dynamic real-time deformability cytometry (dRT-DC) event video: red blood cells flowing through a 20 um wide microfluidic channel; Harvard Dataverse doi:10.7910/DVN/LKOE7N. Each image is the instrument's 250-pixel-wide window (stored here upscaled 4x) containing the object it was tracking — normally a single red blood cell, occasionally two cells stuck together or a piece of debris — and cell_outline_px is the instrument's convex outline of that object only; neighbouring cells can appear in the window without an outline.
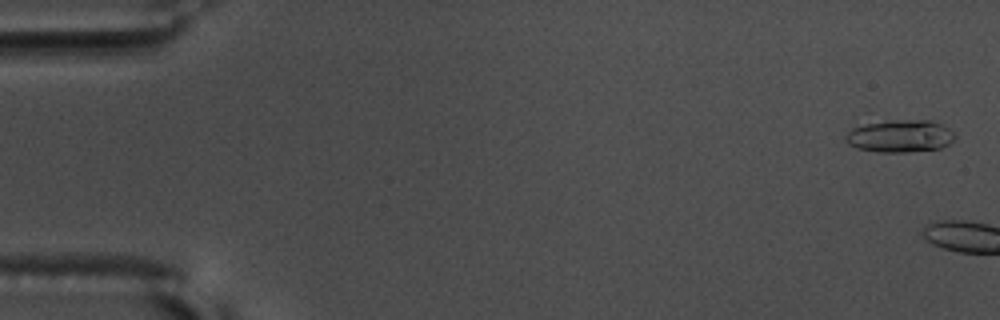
{"species": "common noctule bat (a hibernating species)", "species_latin": "Nyctalus noctula", "temperature_condition": "warm", "stored_images_in_passage": 4, "camera_frame_rate_fps": 3000, "um_per_image_px": 0.085, "animal": {"sex": "male", "body_mass_g": 17.5, "forearm_length_mm": 52.3}, "frame": {"image": 1, "passage_image": 1, "time_ms": 0.0, "image_size_px": [1000, 320], "cell_outline_px": [[956, 140], [940, 148], [908, 152], [876, 152], [856, 148], [848, 144], [844, 140], [844, 136], [852, 128], [884, 120], [928, 120], [940, 124], [948, 128], [956, 136]], "centroid_in_image_um": [76.49, 11.57], "position_along_channel_um": 8.5, "area_um2": 20.75}}